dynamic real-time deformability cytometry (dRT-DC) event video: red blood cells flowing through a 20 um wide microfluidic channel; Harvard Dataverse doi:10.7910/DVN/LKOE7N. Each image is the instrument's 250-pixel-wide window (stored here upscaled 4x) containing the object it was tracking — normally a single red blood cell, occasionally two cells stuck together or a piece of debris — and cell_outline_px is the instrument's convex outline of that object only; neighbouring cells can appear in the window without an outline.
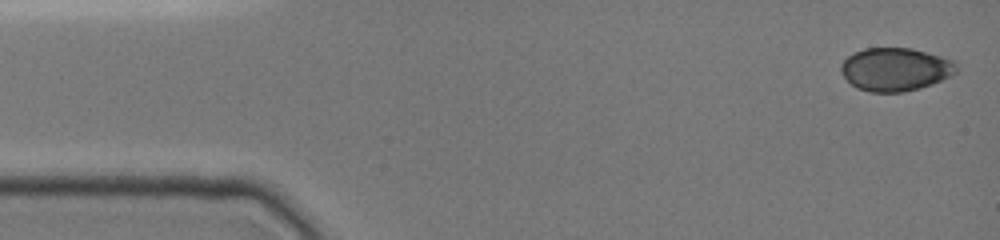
{"species": "common noctule bat (a hibernating species)", "species_latin": "Nyctalus noctula", "temperature_condition": "cold", "stored_images_in_passage": 13, "camera_frame_rate_fps": 3000, "um_per_image_px": 0.085, "animal": {"sex": "female", "body_mass_g": 19.0, "forearm_length_mm": 51.5}, "frame": {"image": 1, "passage_image": 1, "time_ms": 0.0, "image_size_px": [1000, 240], "cell_outline_px": [[956, 72], [932, 84], [920, 88], [904, 92], [872, 92], [856, 88], [840, 72], [840, 64], [852, 52], [864, 48], [912, 48], [956, 60]], "centroid_in_image_um": [76.09, 5.88], "position_along_channel_um": 8.9, "area_um2": 29.13}}
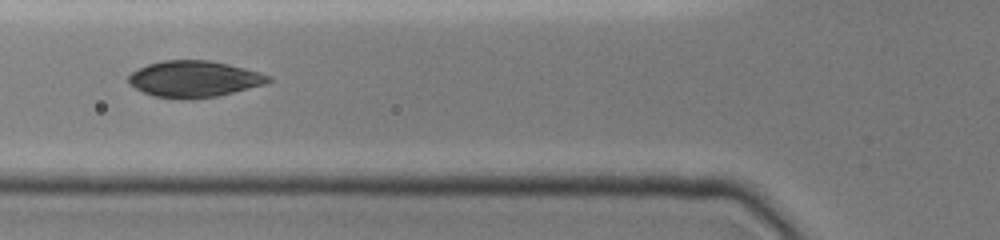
{"frame": {"image": 2, "passage_image": 6, "time_ms": 5.333, "image_size_px": [1000, 240], "cell_outline_px": [[272, 80], [264, 84], [216, 96], [152, 96], [128, 84], [128, 76], [132, 72], [148, 64], [164, 60], [208, 60], [228, 64], [260, 72], [272, 76]], "centroid_in_image_um": [16.51, 6.66], "position_along_channel_um": 109.3, "area_um2": 28.61}}
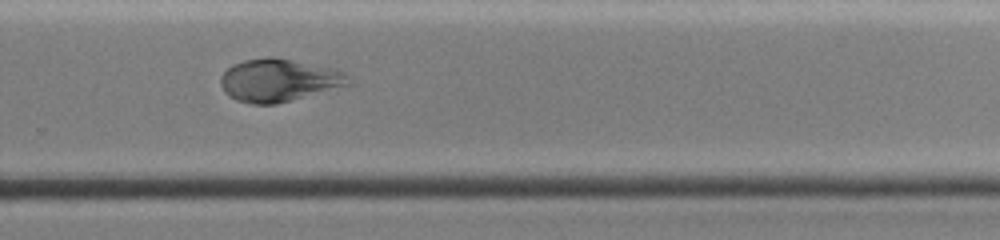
{"frame": {"image": 3, "passage_image": 11, "time_ms": 10.333, "image_size_px": [1000, 240], "cell_outline_px": [[352, 84], [276, 104], [252, 104], [236, 100], [228, 96], [224, 92], [220, 84], [220, 76], [232, 64], [244, 60], [268, 56], [272, 56], [336, 68], [344, 72], [348, 76]], "centroid_in_image_um": [23.69, 6.81], "position_along_channel_um": 306.1, "area_um2": 32.08}}